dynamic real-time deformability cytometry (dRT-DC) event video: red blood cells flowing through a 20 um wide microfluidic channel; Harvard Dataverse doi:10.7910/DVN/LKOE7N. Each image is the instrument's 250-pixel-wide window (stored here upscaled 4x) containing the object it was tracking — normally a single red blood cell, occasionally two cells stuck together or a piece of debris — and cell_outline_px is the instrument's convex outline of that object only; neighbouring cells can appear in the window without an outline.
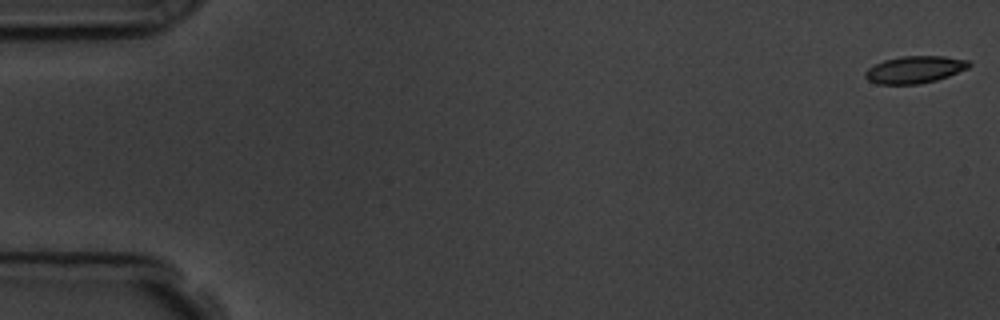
{"species": "common noctule bat (a hibernating species)", "species_latin": "Nyctalus noctula", "temperature_condition": "room temperature", "stored_images_in_passage": 9, "camera_frame_rate_fps": 3000, "um_per_image_px": 0.085, "animal": {"sex": "male", "body_mass_g": 19.5, "forearm_length_mm": 54.6}, "frame": {"image": 1, "passage_image": 1, "time_ms": 0.0, "image_size_px": [1000, 320], "cell_outline_px": [[972, 64], [968, 68], [948, 76], [936, 80], [920, 84], [876, 84], [868, 80], [864, 76], [864, 72], [868, 68], [884, 60], [900, 56], [944, 56], [968, 60]], "centroid_in_image_um": [77.74, 5.91], "position_along_channel_um": 7.3, "area_um2": 16.47}}